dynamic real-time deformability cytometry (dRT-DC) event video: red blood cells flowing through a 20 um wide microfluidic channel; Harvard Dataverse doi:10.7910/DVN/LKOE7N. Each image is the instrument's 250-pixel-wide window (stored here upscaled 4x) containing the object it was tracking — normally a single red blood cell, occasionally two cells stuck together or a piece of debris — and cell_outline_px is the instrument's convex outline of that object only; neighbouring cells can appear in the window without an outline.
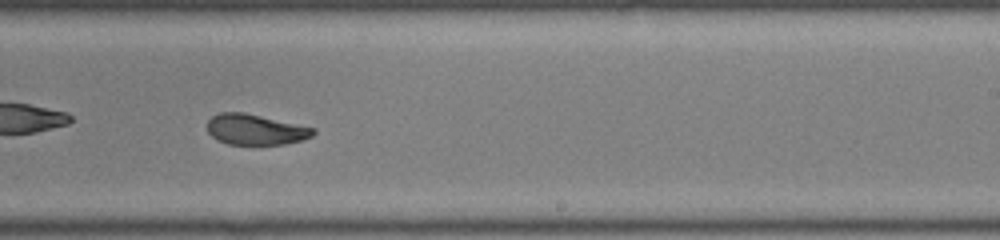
{"species": "common noctule bat (a hibernating species)", "species_latin": "Nyctalus noctula", "temperature_condition": "room temperature", "stored_images_in_passage": 39, "camera_frame_rate_fps": 3000, "um_per_image_px": 0.085, "animal": {"sex": "male", "body_mass_g": 19.0, "forearm_length_mm": 50.8}, "frame": {"image": 1, "passage_image": 28, "time_ms": 9.0, "image_size_px": [1000, 240], "cell_outline_px": [[316, 132], [312, 136], [300, 140], [284, 144], [228, 144], [216, 140], [208, 132], [208, 120], [212, 116], [220, 112], [244, 112], [316, 128]], "centroid_in_image_um": [21.7, 11.0], "position_along_channel_um": 267.3, "area_um2": 18.84}}
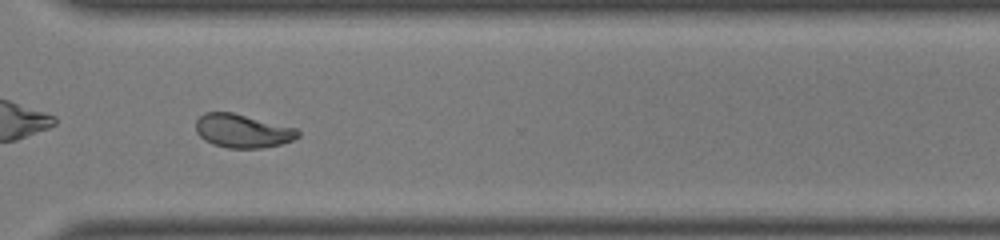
{"frame": {"image": 2, "passage_image": 34, "time_ms": 11.0, "image_size_px": [1000, 240], "cell_outline_px": [[300, 136], [292, 140], [280, 144], [260, 148], [228, 148], [212, 144], [204, 140], [196, 132], [196, 120], [204, 112], [232, 112], [296, 128], [300, 132]], "centroid_in_image_um": [20.59, 11.13], "position_along_channel_um": 350.0, "area_um2": 19.94}, "authors_computed_cell_mechanics": {"area_um2": 19.941, "velocity_mm_per_s": 4.0941, "shape_relaxation_time_tau1_ms": 5.5083, "shape_relaxation_time_tau2_ms": 1.5186, "deformation_change_tau1": 0.2224, "deformation_change_tau2": 0.0784}}